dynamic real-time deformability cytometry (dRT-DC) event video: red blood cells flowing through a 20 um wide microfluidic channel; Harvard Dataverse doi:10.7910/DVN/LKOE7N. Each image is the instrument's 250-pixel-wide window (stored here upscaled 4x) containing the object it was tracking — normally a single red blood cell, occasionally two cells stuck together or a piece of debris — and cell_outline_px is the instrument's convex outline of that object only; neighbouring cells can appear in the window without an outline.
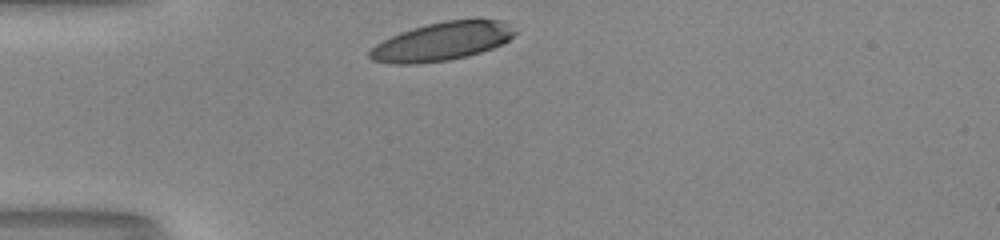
{"species": "human", "species_latin": "Homo sapiens", "temperature_condition": "room temperature", "stored_images_in_passage": 27, "camera_frame_rate_fps": 3000, "um_per_image_px": 0.085, "donor": {"sex": "male"}, "frame": {"image": 1, "passage_image": 1, "time_ms": 0.0, "image_size_px": [1000, 240], "cell_outline_px": [[516, 32], [508, 40], [492, 48], [468, 56], [448, 60], [412, 64], [396, 64], [372, 60], [368, 56], [368, 52], [376, 44], [400, 32], [412, 28], [444, 20], [476, 16], [504, 20]], "centroid_in_image_um": [37.62, 3.48], "position_along_channel_um": 47.4, "area_um2": 32.95}}
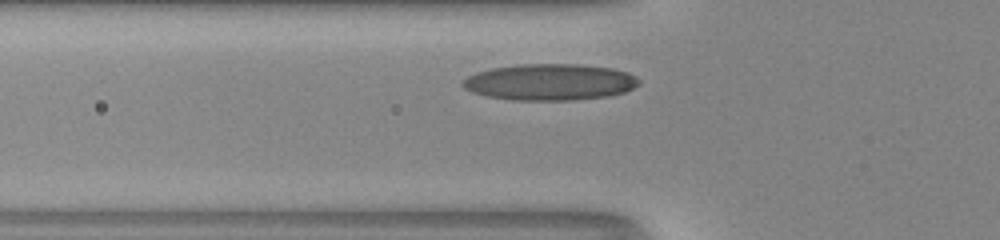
{"frame": {"image": 2, "passage_image": 5, "time_ms": 1.333, "image_size_px": [1000, 240], "cell_outline_px": [[640, 84], [624, 92], [612, 96], [572, 100], [512, 100], [488, 96], [472, 92], [464, 88], [460, 84], [468, 76], [476, 72], [492, 68], [516, 64], [580, 64], [612, 68], [628, 72], [636, 76], [640, 80]], "centroid_in_image_um": [46.76, 6.97], "position_along_channel_um": 79.0, "area_um2": 37.63}}
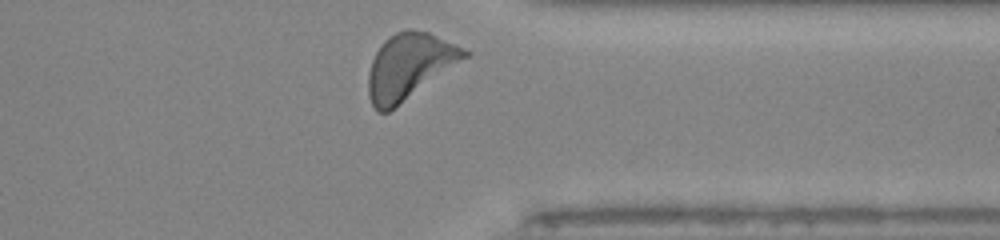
{"frame": {"image": 3, "passage_image": 27, "time_ms": 8.667, "image_size_px": [1000, 240], "cell_outline_px": [[472, 52], [468, 56], [388, 112], [376, 112], [368, 96], [368, 76], [372, 60], [380, 44], [388, 36], [396, 32], [408, 28], [412, 28], [428, 32], [464, 48]], "centroid_in_image_um": [34.76, 5.61], "position_along_channel_um": 376.6, "area_um2": 36.41}, "authors_computed_cell_mechanics": {"area_um2": 34.2754, "velocity_mm_per_s": 4.1047, "shape_relaxation_time_tau1_ms": 4.0483, "shape_relaxation_time_tau2_ms": 3.0667, "deformation_change_tau1": 0.17, "deformation_change_tau2": 0.1016}}